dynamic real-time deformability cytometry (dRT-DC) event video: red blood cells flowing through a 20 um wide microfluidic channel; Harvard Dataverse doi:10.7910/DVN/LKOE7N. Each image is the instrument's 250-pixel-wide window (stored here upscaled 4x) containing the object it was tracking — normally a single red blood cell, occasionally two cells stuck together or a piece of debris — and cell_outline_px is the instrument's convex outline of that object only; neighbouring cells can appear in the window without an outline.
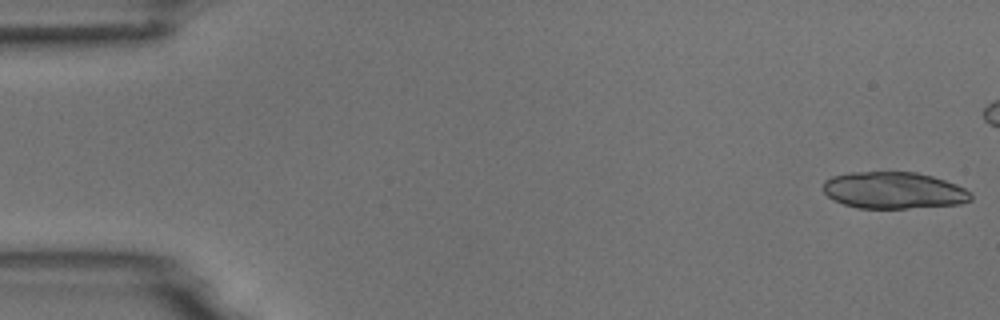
{"species": "common noctule bat (a hibernating species)", "species_latin": "Nyctalus noctula", "temperature_condition": "room temperature", "stored_images_in_passage": 23, "camera_frame_rate_fps": 3000, "um_per_image_px": 0.085, "animal": {"sex": "male", "body_mass_g": 18.8}, "frame": {"image": 1, "passage_image": 1, "time_ms": 0.0, "image_size_px": [1000, 320], "cell_outline_px": [[972, 200], [960, 204], [904, 208], [856, 208], [832, 200], [824, 192], [824, 180], [832, 176], [852, 172], [916, 172], [932, 176], [956, 184], [972, 192]], "centroid_in_image_um": [75.96, 16.18], "position_along_channel_um": 9.0, "area_um2": 31.67}}